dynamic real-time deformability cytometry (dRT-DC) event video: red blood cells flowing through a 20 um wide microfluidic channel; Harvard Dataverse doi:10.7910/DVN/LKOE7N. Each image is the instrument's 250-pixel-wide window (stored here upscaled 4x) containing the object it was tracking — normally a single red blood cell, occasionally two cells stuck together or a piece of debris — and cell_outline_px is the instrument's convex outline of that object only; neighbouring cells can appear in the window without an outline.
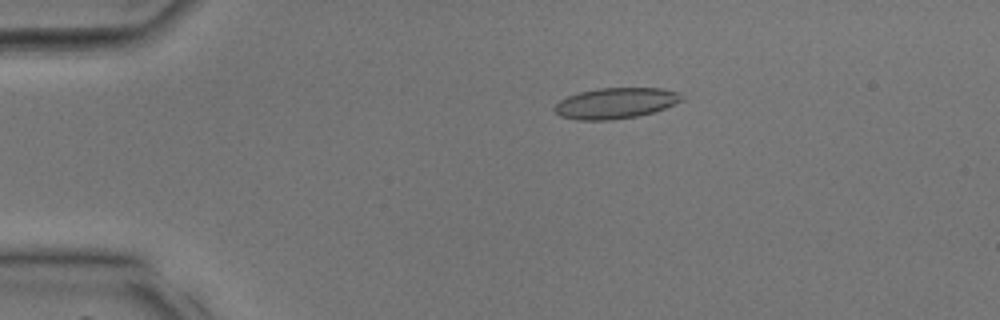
{"species": "common noctule bat (a hibernating species)", "species_latin": "Nyctalus noctula", "temperature_condition": "room temperature", "stored_images_in_passage": 36, "camera_frame_rate_fps": 3000, "um_per_image_px": 0.085, "animal": {"sex": "male", "body_mass_g": 17.9, "forearm_length_mm": 54.2}, "frame": {"image": 1, "passage_image": 6, "time_ms": 1.667, "image_size_px": [1000, 320], "cell_outline_px": [[684, 100], [664, 108], [652, 112], [636, 116], [612, 120], [576, 120], [560, 116], [552, 108], [560, 100], [568, 96], [580, 92], [596, 88], [660, 88], [680, 92]], "centroid_in_image_um": [52.31, 8.77], "position_along_channel_um": 32.7, "area_um2": 22.83}}
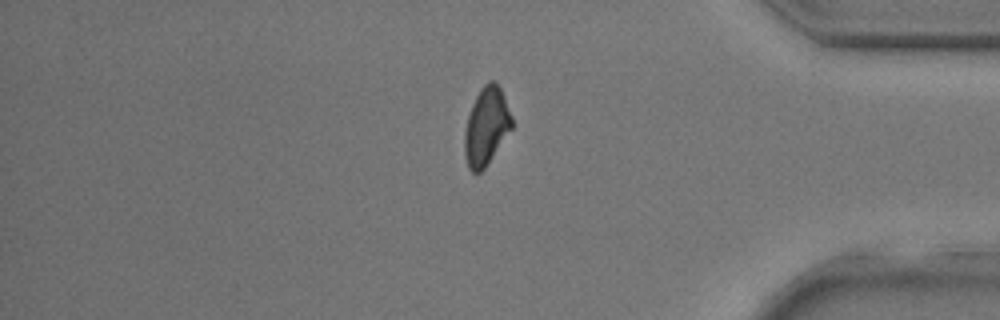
{"frame": {"image": 2, "passage_image": 30, "time_ms": 9.667, "image_size_px": [1000, 320], "cell_outline_px": [[512, 128], [484, 168], [480, 172], [472, 172], [468, 168], [464, 156], [464, 132], [468, 116], [472, 104], [480, 88], [488, 80], [496, 80], [504, 96], [512, 116]], "centroid_in_image_um": [41.32, 10.71], "position_along_channel_um": 393.9, "area_um2": 21.39}}
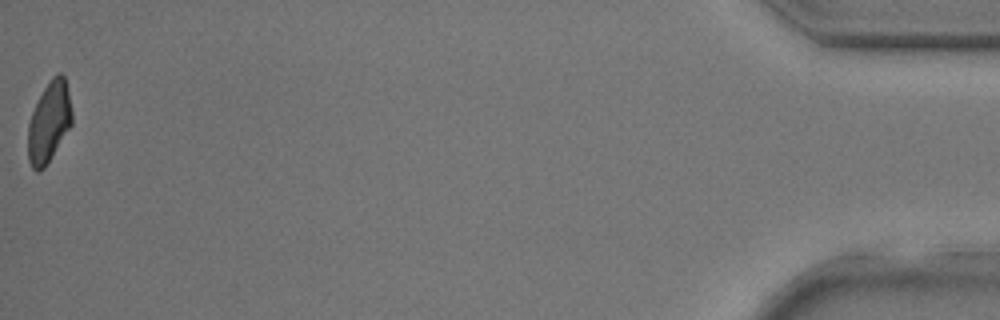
{"frame": {"image": 3, "passage_image": 36, "time_ms": 11.667, "image_size_px": [1000, 320], "cell_outline_px": [[72, 124], [44, 168], [40, 172], [36, 172], [32, 168], [28, 160], [28, 124], [32, 112], [44, 88], [52, 76], [56, 72], [60, 72], [64, 76], [68, 92], [72, 112]], "centroid_in_image_um": [4.16, 10.38], "position_along_channel_um": 431.0, "area_um2": 20.52}}